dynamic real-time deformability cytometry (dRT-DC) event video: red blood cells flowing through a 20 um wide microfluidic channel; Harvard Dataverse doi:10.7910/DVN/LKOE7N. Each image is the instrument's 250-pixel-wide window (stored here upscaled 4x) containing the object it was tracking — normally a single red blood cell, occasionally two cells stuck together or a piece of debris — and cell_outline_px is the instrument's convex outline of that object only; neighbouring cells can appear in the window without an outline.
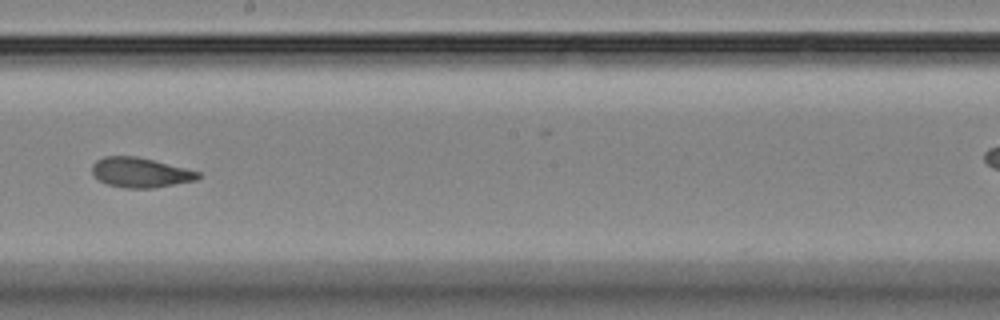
{"species": "Egyptian fruit bat (a non-hibernating species)", "species_latin": "Rousettus aegyptiacus", "temperature_condition": "room temperature", "stored_images_in_passage": 11, "camera_frame_rate_fps": 3000, "um_per_image_px": 0.085, "animal": {"sex": "female"}, "frame": {"image": 1, "passage_image": 10, "time_ms": 10.333, "image_size_px": [1000, 320], "cell_outline_px": [[200, 176], [196, 180], [152, 188], [124, 188], [108, 184], [100, 180], [92, 172], [92, 164], [96, 160], [104, 156], [136, 156], [200, 172]], "centroid_in_image_um": [11.9, 14.66], "position_along_channel_um": 236.3, "area_um2": 18.15}}